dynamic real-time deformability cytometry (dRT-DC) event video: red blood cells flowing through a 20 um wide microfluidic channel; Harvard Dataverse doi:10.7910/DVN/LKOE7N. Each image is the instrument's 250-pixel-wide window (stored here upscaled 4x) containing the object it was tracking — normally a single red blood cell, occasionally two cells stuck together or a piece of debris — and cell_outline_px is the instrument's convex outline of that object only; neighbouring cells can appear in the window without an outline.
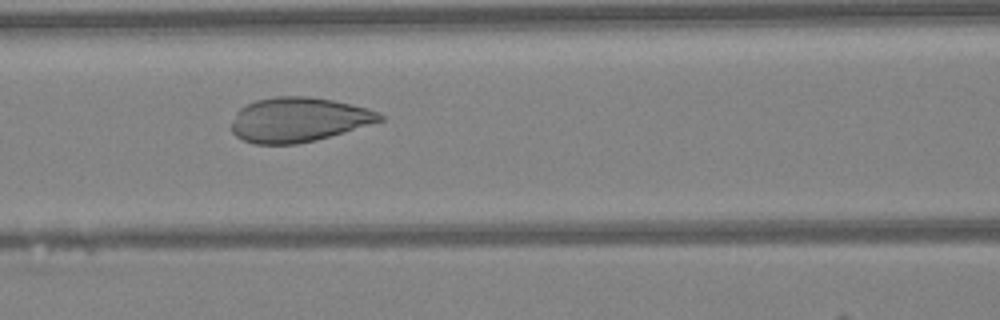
{"species": "Egyptian fruit bat (a non-hibernating species)", "species_latin": "Rousettus aegyptiacus", "temperature_condition": "warm", "stored_images_in_passage": 21, "camera_frame_rate_fps": 3000, "um_per_image_px": 0.085, "animal": {"sex": "female"}, "frame": {"image": 1, "passage_image": 7, "time_ms": 2.0, "image_size_px": [1000, 320], "cell_outline_px": [[384, 120], [344, 132], [316, 140], [296, 144], [256, 144], [244, 140], [236, 136], [232, 132], [232, 124], [236, 112], [240, 108], [256, 100], [276, 96], [308, 96], [332, 100], [368, 108], [384, 116]], "centroid_in_image_um": [25.36, 10.17], "position_along_channel_um": 141.2, "area_um2": 38.26}}